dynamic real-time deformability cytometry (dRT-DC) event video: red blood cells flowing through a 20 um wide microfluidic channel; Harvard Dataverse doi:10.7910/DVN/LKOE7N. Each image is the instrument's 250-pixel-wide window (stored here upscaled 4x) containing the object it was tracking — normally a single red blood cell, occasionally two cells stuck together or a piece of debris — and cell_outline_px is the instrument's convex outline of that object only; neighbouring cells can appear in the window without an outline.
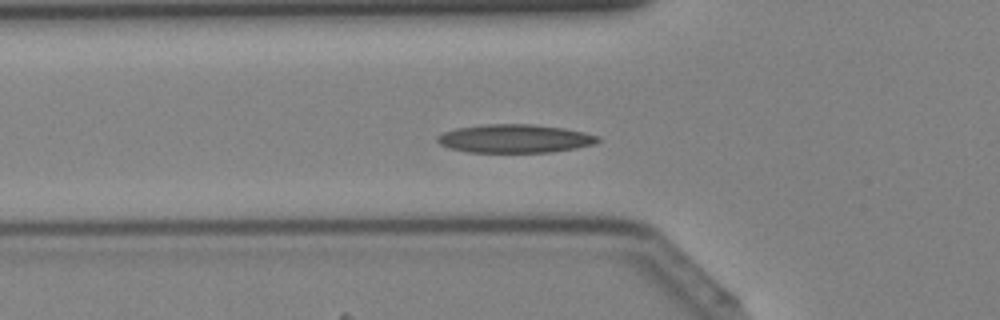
{"species": "Egyptian fruit bat (a non-hibernating species)", "species_latin": "Rousettus aegyptiacus", "temperature_condition": "cold", "stored_images_in_passage": 43, "camera_frame_rate_fps": 3000, "um_per_image_px": 0.085, "animal": {"sex": "female"}, "frame": {"image": 1, "passage_image": 15, "time_ms": 4.667, "image_size_px": [1000, 320], "cell_outline_px": [[600, 140], [596, 144], [576, 148], [552, 152], [468, 152], [452, 148], [440, 144], [436, 140], [436, 136], [444, 132], [456, 128], [480, 124], [532, 124], [564, 128], [584, 132], [600, 136]], "centroid_in_image_um": [43.78, 11.77], "position_along_channel_um": 82.0, "area_um2": 26.7}}
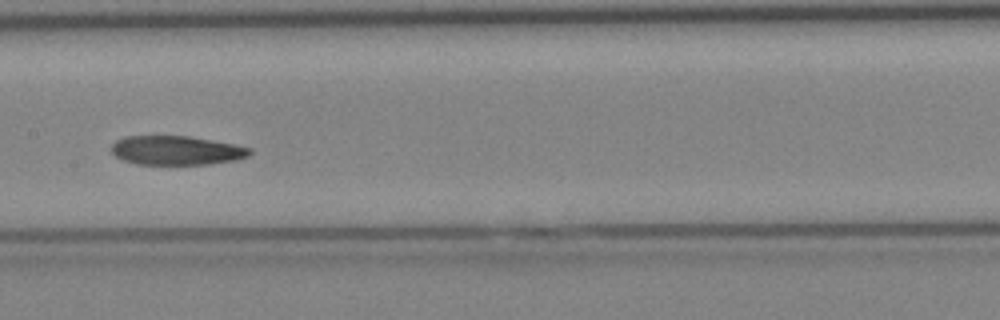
{"frame": {"image": 2, "passage_image": 22, "time_ms": 7.0, "image_size_px": [1000, 320], "cell_outline_px": [[252, 152], [248, 156], [236, 160], [208, 164], [136, 164], [124, 160], [116, 156], [112, 152], [112, 144], [116, 140], [124, 136], [188, 136], [236, 144], [252, 148]], "centroid_in_image_um": [15.02, 12.78], "position_along_channel_um": 192.4, "area_um2": 23.47}}
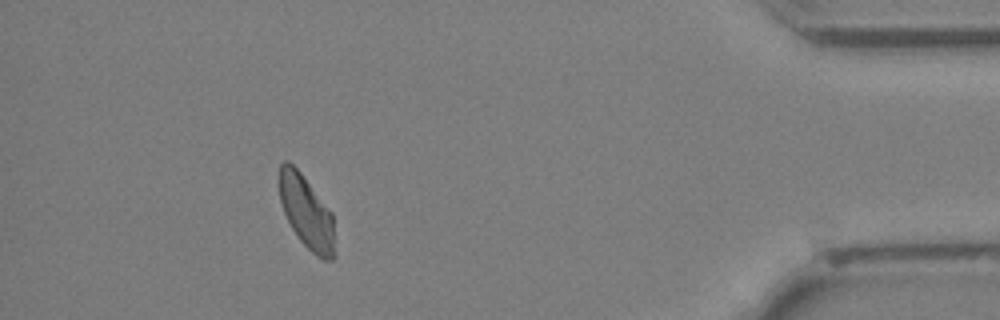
{"frame": {"image": 3, "passage_image": 39, "time_ms": 12.667, "image_size_px": [1000, 320], "cell_outline_px": [[336, 256], [332, 260], [324, 260], [316, 256], [300, 240], [292, 228], [284, 212], [280, 200], [280, 164], [284, 160], [288, 160], [300, 172], [332, 212]], "centroid_in_image_um": [26.08, 18.07], "position_along_channel_um": 409.1, "area_um2": 23.41}}